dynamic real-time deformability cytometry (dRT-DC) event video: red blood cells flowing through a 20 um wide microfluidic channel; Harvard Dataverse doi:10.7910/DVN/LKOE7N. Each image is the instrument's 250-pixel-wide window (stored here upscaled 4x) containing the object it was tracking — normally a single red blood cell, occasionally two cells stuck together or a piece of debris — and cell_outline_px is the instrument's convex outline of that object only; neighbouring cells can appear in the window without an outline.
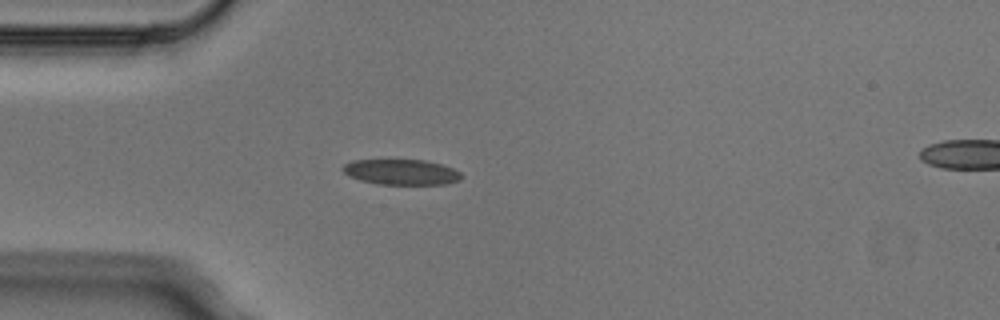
{"species": "Egyptian fruit bat (a non-hibernating species)", "species_latin": "Rousettus aegyptiacus", "temperature_condition": "cold", "stored_images_in_passage": 2, "segment_of_instrument_passage": [1, 2], "camera_frame_rate_fps": 3000, "um_per_image_px": 0.085, "animal": {"sex": "male"}, "frame": {"image": 1, "passage_image": 1, "time_ms": 0.0, "image_size_px": [1000, 320], "cell_outline_px": [[464, 176], [460, 180], [444, 184], [376, 184], [360, 180], [348, 176], [340, 168], [344, 164], [352, 160], [424, 160], [440, 164], [452, 168], [460, 172]], "centroid_in_image_um": [34.08, 14.62], "position_along_channel_um": 50.9, "area_um2": 17.63}}